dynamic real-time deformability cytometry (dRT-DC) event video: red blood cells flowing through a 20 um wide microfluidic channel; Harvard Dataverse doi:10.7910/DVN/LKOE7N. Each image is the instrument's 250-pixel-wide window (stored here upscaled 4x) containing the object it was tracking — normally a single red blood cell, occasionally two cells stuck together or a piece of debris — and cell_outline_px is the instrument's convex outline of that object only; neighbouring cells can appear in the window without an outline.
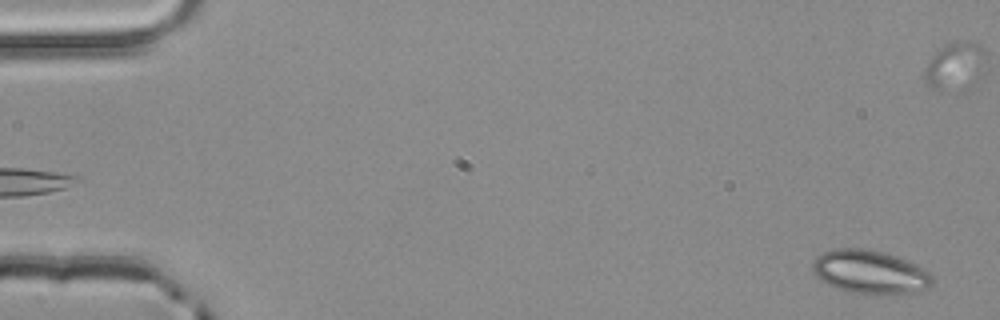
{"species": "common noctule bat (a hibernating species)", "species_latin": "Nyctalus noctula", "temperature_condition": "room temperature", "stored_images_in_passage": 3, "camera_frame_rate_fps": 3000, "um_per_image_px": 0.085, "animal": {"sex": "male", "body_mass_g": 20.4}, "frame": {"image": 1, "passage_image": 3, "time_ms": 0.667, "image_size_px": [1000, 320], "cell_outline_px": [[932, 284], [928, 288], [916, 292], [876, 296], [868, 296], [844, 292], [820, 280], [812, 272], [812, 264], [816, 256], [820, 252], [836, 248], [864, 248], [884, 252], [916, 264], [924, 268], [932, 276]], "centroid_in_image_um": [73.91, 23.15], "position_along_channel_um": 11.1, "area_um2": 31.21}}